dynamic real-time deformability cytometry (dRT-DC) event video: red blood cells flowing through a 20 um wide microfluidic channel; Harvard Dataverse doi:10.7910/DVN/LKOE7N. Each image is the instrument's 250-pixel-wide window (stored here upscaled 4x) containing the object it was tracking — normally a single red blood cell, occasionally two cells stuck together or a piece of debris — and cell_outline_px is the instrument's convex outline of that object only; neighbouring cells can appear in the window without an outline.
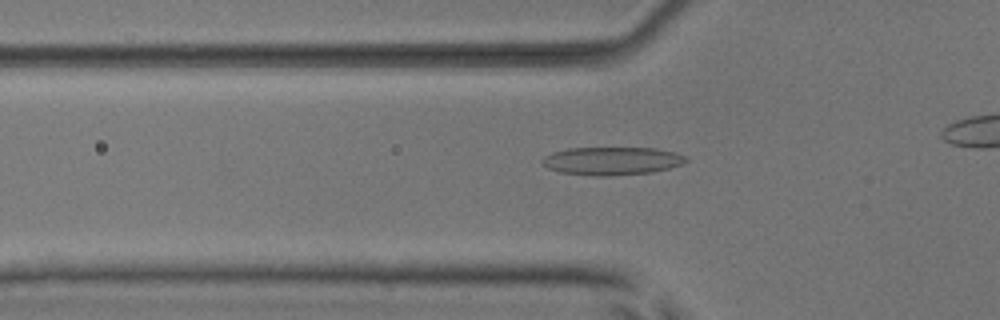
{"species": "common noctule bat (a hibernating species)", "species_latin": "Nyctalus noctula", "temperature_condition": "room temperature", "stored_images_in_passage": 43, "camera_frame_rate_fps": 3000, "um_per_image_px": 0.085, "animal": {"sex": "male", "body_mass_g": 17.9, "forearm_length_mm": 54.2}, "frame": {"image": 1, "passage_image": 18, "time_ms": 5.667, "image_size_px": [1000, 320], "cell_outline_px": [[688, 160], [680, 164], [668, 168], [652, 172], [608, 176], [592, 176], [560, 172], [548, 168], [540, 160], [544, 156], [552, 152], [568, 148], [656, 148], [676, 152], [684, 156]], "centroid_in_image_um": [51.98, 13.67], "position_along_channel_um": 73.8, "area_um2": 23.47}}
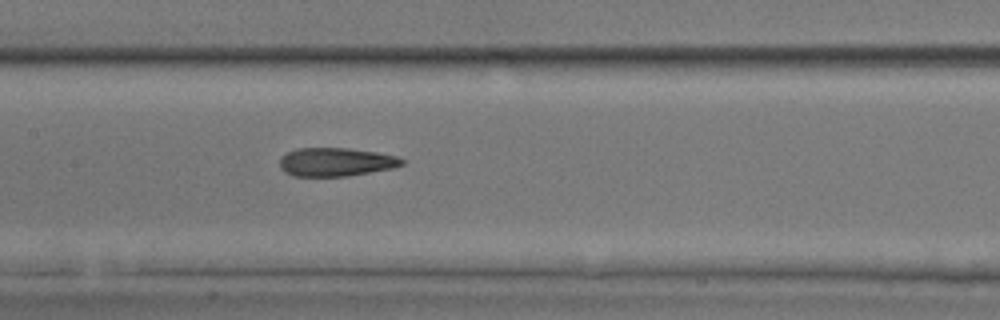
{"frame": {"image": 2, "passage_image": 26, "time_ms": 8.333, "image_size_px": [1000, 320], "cell_outline_px": [[404, 164], [392, 168], [348, 176], [292, 176], [284, 172], [280, 168], [280, 156], [296, 148], [348, 148], [376, 152], [396, 156], [404, 160]], "centroid_in_image_um": [28.51, 13.77], "position_along_channel_um": 178.9, "area_um2": 20.35}}
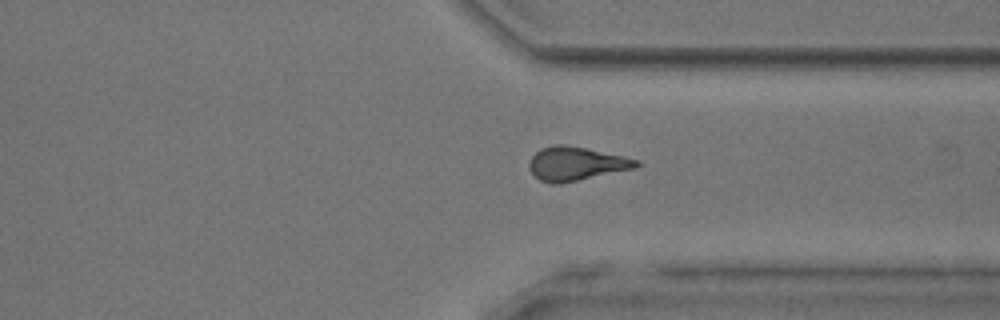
{"frame": {"image": 3, "passage_image": 40, "time_ms": 13.0, "image_size_px": [1000, 320], "cell_outline_px": [[640, 164], [636, 168], [560, 184], [552, 184], [540, 180], [532, 172], [528, 164], [532, 156], [540, 148], [552, 144], [564, 144], [624, 156], [640, 160]], "centroid_in_image_um": [48.97, 13.91], "position_along_channel_um": 362.4, "area_um2": 21.04}}